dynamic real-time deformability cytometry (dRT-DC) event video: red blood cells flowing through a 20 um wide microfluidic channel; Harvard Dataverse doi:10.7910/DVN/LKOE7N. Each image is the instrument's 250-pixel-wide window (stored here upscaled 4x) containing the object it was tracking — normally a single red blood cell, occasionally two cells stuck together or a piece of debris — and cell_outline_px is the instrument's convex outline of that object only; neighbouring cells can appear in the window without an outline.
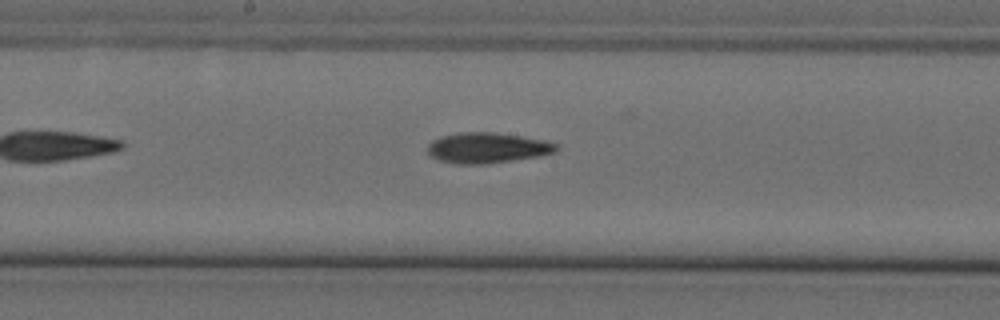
{"species": "Egyptian fruit bat (a non-hibernating species)", "species_latin": "Rousettus aegyptiacus", "temperature_condition": "cold", "stored_images_in_passage": 9, "camera_frame_rate_fps": 3000, "um_per_image_px": 0.085, "animal": {"sex": "female"}, "frame": {"image": 1, "passage_image": 9, "time_ms": 2.667, "image_size_px": [1000, 320], "cell_outline_px": [[560, 148], [556, 152], [540, 156], [488, 164], [456, 164], [440, 160], [432, 156], [428, 152], [428, 144], [432, 140], [440, 136], [460, 132], [492, 132], [520, 136], [544, 140], [560, 144]], "centroid_in_image_um": [41.46, 12.57], "position_along_channel_um": 206.7, "area_um2": 23.06}}